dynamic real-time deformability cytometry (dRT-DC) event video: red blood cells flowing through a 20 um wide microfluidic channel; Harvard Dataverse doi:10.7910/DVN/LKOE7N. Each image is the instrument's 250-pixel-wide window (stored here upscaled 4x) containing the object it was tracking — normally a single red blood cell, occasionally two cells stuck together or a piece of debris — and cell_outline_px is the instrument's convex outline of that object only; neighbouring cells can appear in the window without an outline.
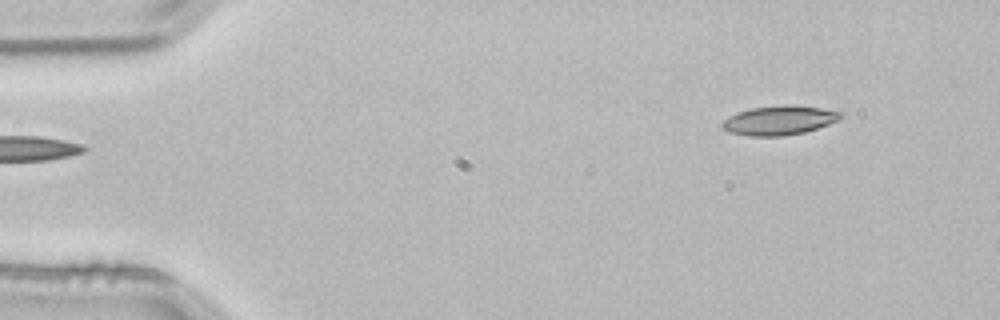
{"species": "common noctule bat (a hibernating species)", "species_latin": "Nyctalus noctula", "temperature_condition": "room temperature", "stored_images_in_passage": 3, "segment_of_instrument_passage": [2, 2], "camera_frame_rate_fps": 3000, "um_per_image_px": 0.085, "animal": {"sex": "male", "body_mass_g": 21.5, "forearm_length_mm": 52.0}, "frame": {"image": 1, "passage_image": 3, "time_ms": 0.667, "image_size_px": [1000, 320], "cell_outline_px": [[844, 116], [828, 124], [804, 132], [784, 136], [748, 136], [728, 132], [720, 124], [728, 116], [736, 112], [752, 108], [788, 104], [792, 104], [820, 108], [844, 112]], "centroid_in_image_um": [66.22, 10.22], "position_along_channel_um": 18.8, "area_um2": 20.23}}